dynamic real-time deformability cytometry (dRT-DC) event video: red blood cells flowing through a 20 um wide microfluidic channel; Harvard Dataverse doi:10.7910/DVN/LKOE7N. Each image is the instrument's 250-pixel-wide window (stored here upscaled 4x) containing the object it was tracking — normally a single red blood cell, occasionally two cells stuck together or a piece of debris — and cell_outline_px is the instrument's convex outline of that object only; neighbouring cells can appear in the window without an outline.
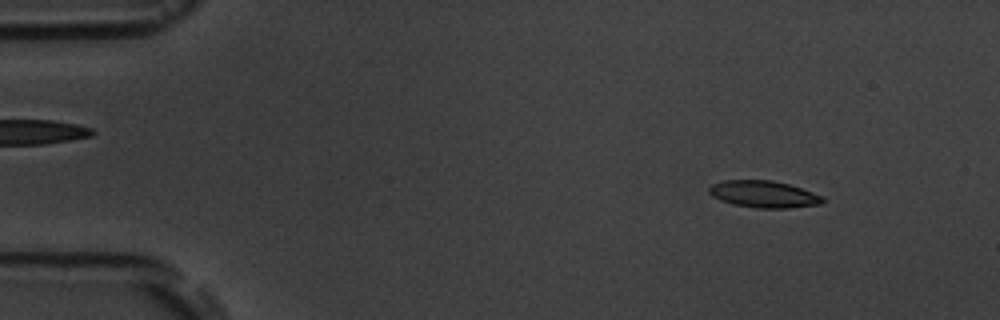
{"species": "common noctule bat (a hibernating species)", "species_latin": "Nyctalus noctula", "temperature_condition": "room temperature", "stored_images_in_passage": 4, "camera_frame_rate_fps": 3000, "um_per_image_px": 0.085, "animal": {"sex": "male", "body_mass_g": 19.5, "forearm_length_mm": 54.6}, "frame": {"image": 1, "passage_image": 1, "time_ms": 0.0, "image_size_px": [1000, 320], "cell_outline_px": [[824, 200], [820, 204], [788, 208], [756, 208], [732, 204], [720, 200], [712, 196], [708, 192], [708, 188], [712, 184], [724, 180], [772, 180], [788, 184], [824, 196]], "centroid_in_image_um": [64.89, 16.5], "position_along_channel_um": 20.1, "area_um2": 17.8}}
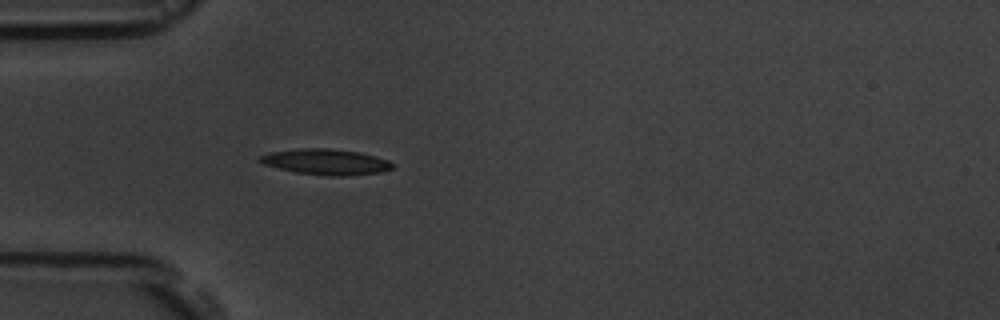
{"frame": {"image": 2, "passage_image": 4, "time_ms": 3.333, "image_size_px": [1000, 320], "cell_outline_px": [[396, 168], [380, 172], [344, 176], [328, 176], [296, 172], [264, 164], [256, 160], [256, 156], [272, 152], [300, 148], [332, 148], [360, 152], [388, 160], [396, 164]], "centroid_in_image_um": [27.73, 13.75], "position_along_channel_um": 57.3, "area_um2": 20.06}}